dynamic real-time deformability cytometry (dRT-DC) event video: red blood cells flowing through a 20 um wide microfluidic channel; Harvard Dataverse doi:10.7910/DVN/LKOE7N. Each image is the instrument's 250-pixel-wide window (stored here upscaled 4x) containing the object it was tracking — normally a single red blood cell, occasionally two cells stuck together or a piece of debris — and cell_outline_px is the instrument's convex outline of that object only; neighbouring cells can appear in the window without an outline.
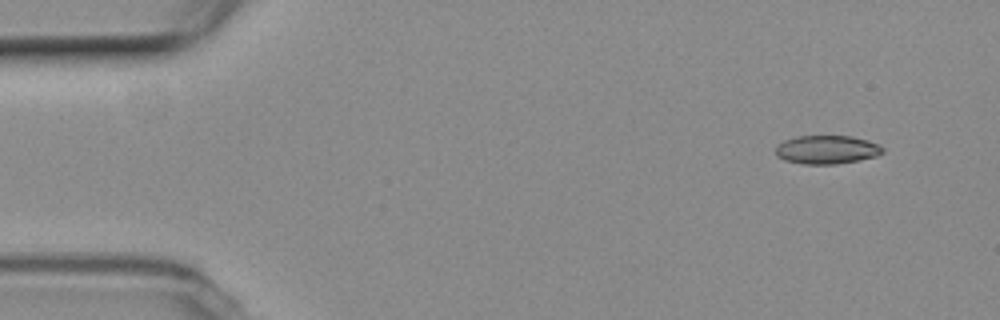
{"species": "common noctule bat (a hibernating species)", "species_latin": "Nyctalus noctula", "temperature_condition": "room temperature", "stored_images_in_passage": 51, "camera_frame_rate_fps": 3000, "um_per_image_px": 0.085, "animal": {"sex": "female", "body_mass_g": 19.3, "forearm_length_mm": 54.1}, "frame": {"image": 1, "passage_image": 1, "time_ms": 0.0, "image_size_px": [1000, 320], "cell_outline_px": [[884, 152], [876, 156], [860, 160], [836, 164], [804, 164], [784, 160], [776, 156], [776, 144], [784, 140], [796, 136], [852, 136], [868, 140], [880, 144], [884, 148]], "centroid_in_image_um": [70.29, 12.72], "position_along_channel_um": 14.7, "area_um2": 18.03}}
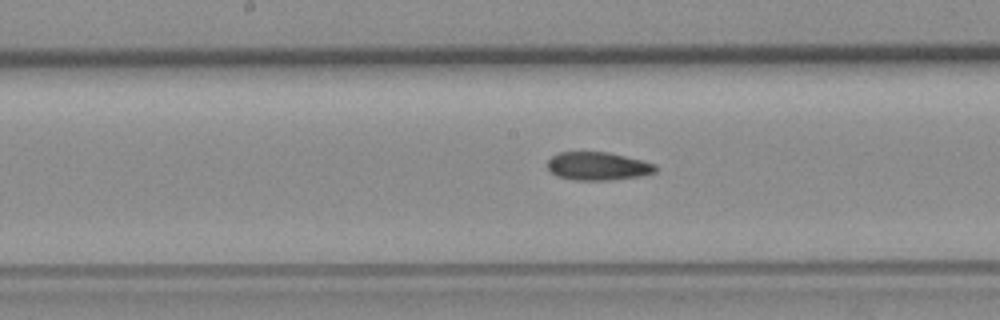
{"frame": {"image": 2, "passage_image": 24, "time_ms": 7.667, "image_size_px": [1000, 320], "cell_outline_px": [[656, 172], [636, 176], [608, 180], [572, 180], [556, 176], [548, 168], [548, 160], [552, 156], [560, 152], [608, 152], [656, 164]], "centroid_in_image_um": [50.78, 14.12], "position_along_channel_um": 197.4, "area_um2": 17.51}}
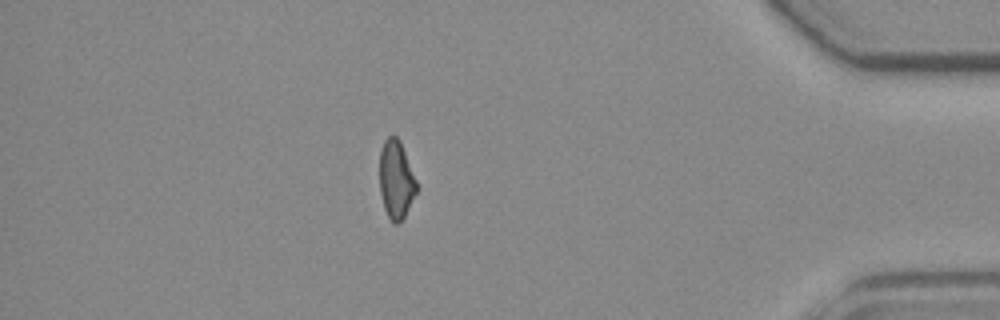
{"frame": {"image": 3, "passage_image": 44, "time_ms": 14.333, "image_size_px": [1000, 320], "cell_outline_px": [[416, 192], [404, 216], [396, 224], [392, 224], [384, 208], [380, 192], [380, 152], [384, 140], [388, 136], [396, 136], [400, 140], [416, 180]], "centroid_in_image_um": [33.65, 15.25], "position_along_channel_um": 401.6, "area_um2": 16.59}, "authors_computed_cell_mechanics": {"area_um2": 17.918, "velocity_mm_per_s": 3.7551, "shape_relaxation_time_tau1_ms": null, "shape_relaxation_time_tau2_ms": 6.1413, "deformation_change_tau1": null, "deformation_change_tau2": 0.1472}}